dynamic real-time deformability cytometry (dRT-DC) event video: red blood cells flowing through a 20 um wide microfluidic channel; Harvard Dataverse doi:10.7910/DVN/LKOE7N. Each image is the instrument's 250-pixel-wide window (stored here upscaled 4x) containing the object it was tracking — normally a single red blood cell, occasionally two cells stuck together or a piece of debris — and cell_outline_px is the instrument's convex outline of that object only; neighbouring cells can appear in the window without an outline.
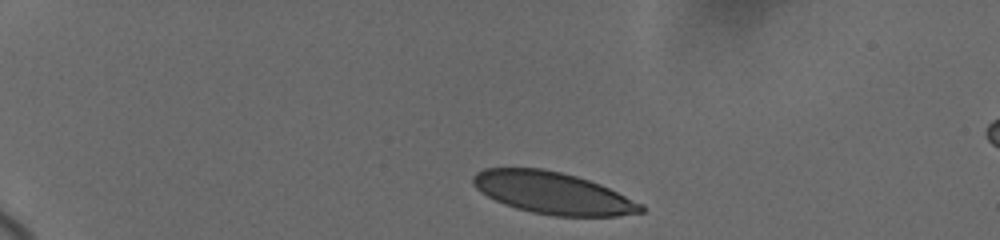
{"species": "human", "species_latin": "Homo sapiens", "temperature_condition": "cold", "stored_images_in_passage": 6, "camera_frame_rate_fps": 3000, "um_per_image_px": 0.085, "donor": {"sex": "female"}, "frame": {"image": 1, "passage_image": 1, "time_ms": 0.0, "image_size_px": [1000, 240], "cell_outline_px": [[644, 212], [616, 216], [556, 216], [532, 212], [516, 208], [504, 204], [480, 192], [472, 184], [472, 176], [476, 172], [484, 168], [544, 168], [576, 176], [600, 184], [644, 204]], "centroid_in_image_um": [46.98, 16.4], "position_along_channel_um": 38.0, "area_um2": 41.04}}
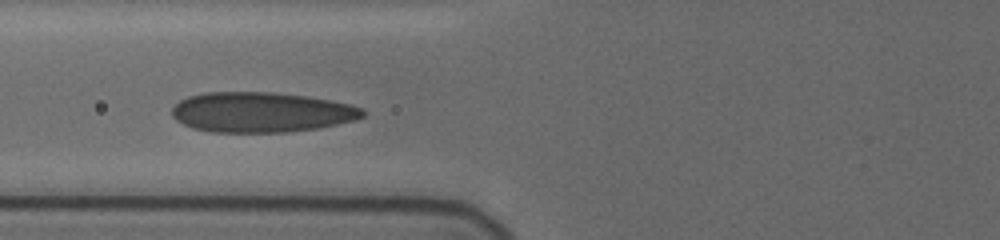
{"frame": {"image": 2, "passage_image": 5, "time_ms": 4.0, "image_size_px": [1000, 240], "cell_outline_px": [[364, 116], [356, 120], [320, 128], [288, 132], [212, 132], [192, 128], [176, 120], [172, 116], [172, 108], [180, 100], [188, 96], [204, 92], [272, 92], [304, 96], [352, 104], [364, 108]], "centroid_in_image_um": [22.22, 9.54], "position_along_channel_um": 103.6, "area_um2": 44.8}}